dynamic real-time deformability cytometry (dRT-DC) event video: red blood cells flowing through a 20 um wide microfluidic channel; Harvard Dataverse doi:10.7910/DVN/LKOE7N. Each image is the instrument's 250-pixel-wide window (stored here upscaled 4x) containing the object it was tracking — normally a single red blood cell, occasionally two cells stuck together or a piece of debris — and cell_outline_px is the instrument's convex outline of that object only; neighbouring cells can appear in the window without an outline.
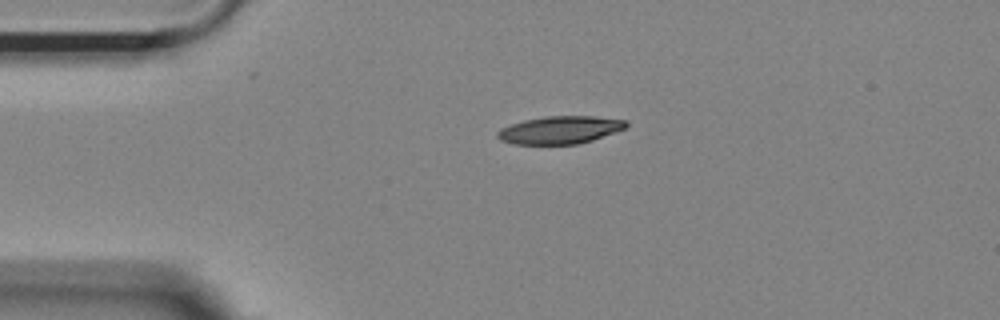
{"species": "Egyptian fruit bat (a non-hibernating species)", "species_latin": "Rousettus aegyptiacus", "temperature_condition": "room temperature", "stored_images_in_passage": 26, "camera_frame_rate_fps": 3000, "um_per_image_px": 0.085, "animal": {"sex": "female"}, "frame": {"image": 1, "passage_image": 1, "time_ms": 0.0, "image_size_px": [1000, 320], "cell_outline_px": [[628, 124], [624, 128], [592, 140], [576, 144], [516, 144], [500, 140], [496, 136], [496, 132], [500, 128], [524, 120], [544, 116], [596, 116], [628, 120]], "centroid_in_image_um": [47.58, 11.03], "position_along_channel_um": 37.4, "area_um2": 20.69}}
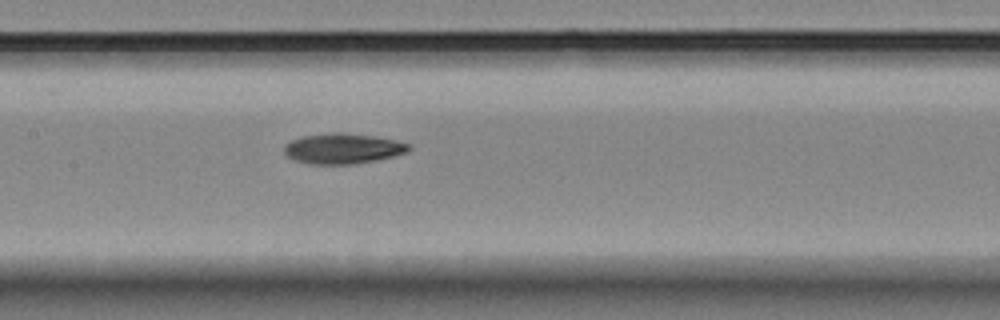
{"frame": {"image": 2, "passage_image": 15, "time_ms": 4.667, "image_size_px": [1000, 320], "cell_outline_px": [[412, 148], [408, 152], [376, 160], [352, 164], [308, 164], [296, 160], [288, 156], [284, 152], [284, 144], [300, 136], [332, 132], [340, 132], [372, 136], [396, 140], [412, 144]], "centroid_in_image_um": [29.15, 12.62], "position_along_channel_um": 178.3, "area_um2": 22.14}}
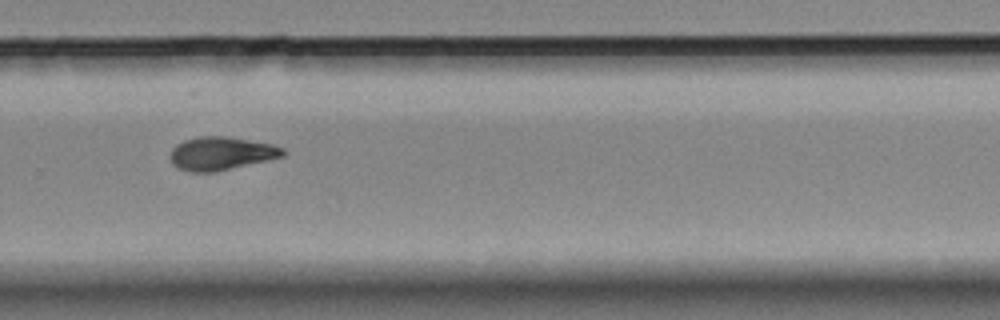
{"frame": {"image": 3, "passage_image": 26, "time_ms": 8.333, "image_size_px": [1000, 320], "cell_outline_px": [[284, 156], [268, 160], [216, 172], [192, 172], [180, 168], [172, 164], [172, 148], [176, 144], [184, 140], [196, 136], [224, 136], [272, 144], [284, 148]], "centroid_in_image_um": [18.8, 13.04], "position_along_channel_um": 311.0, "area_um2": 21.68}}